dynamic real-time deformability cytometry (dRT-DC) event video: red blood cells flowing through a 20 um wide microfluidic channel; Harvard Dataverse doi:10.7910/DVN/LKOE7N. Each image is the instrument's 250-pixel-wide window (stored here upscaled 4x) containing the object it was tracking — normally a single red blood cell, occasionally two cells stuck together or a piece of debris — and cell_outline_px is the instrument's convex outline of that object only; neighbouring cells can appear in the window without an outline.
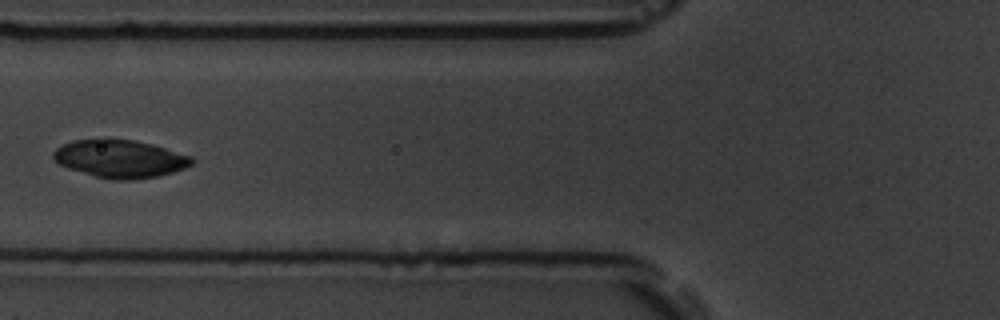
{"species": "common noctule bat (a hibernating species)", "species_latin": "Nyctalus noctula", "temperature_condition": "room temperature", "stored_images_in_passage": 7, "camera_frame_rate_fps": 3000, "um_per_image_px": 0.085, "animal": {"sex": "male", "body_mass_g": 19.5, "forearm_length_mm": 54.6}, "frame": {"image": 1, "passage_image": 5, "time_ms": 4.667, "image_size_px": [1000, 320], "cell_outline_px": [[196, 160], [192, 164], [184, 168], [172, 172], [156, 176], [132, 180], [112, 180], [96, 176], [68, 168], [60, 164], [52, 156], [52, 152], [56, 148], [72, 140], [100, 136], [104, 136], [132, 140], [152, 144], [192, 156]], "centroid_in_image_um": [10.18, 13.45], "position_along_channel_um": 115.6, "area_um2": 31.04}}
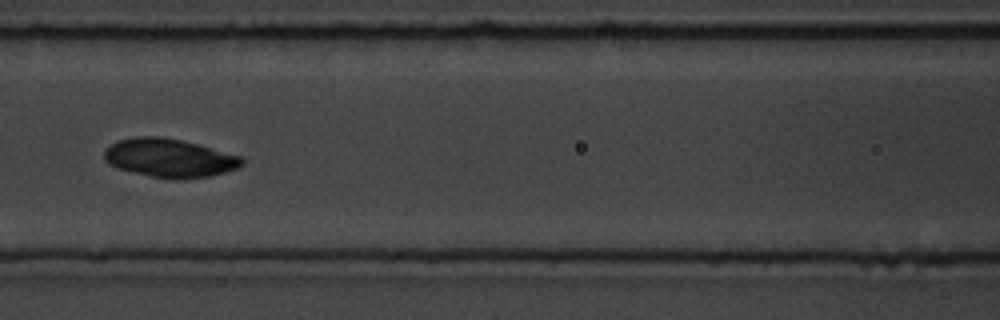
{"frame": {"image": 2, "passage_image": 6, "time_ms": 5.667, "image_size_px": [1000, 320], "cell_outline_px": [[244, 164], [240, 168], [212, 176], [152, 176], [116, 168], [108, 164], [104, 160], [104, 152], [116, 140], [136, 136], [160, 136], [180, 140], [196, 144], [240, 156], [244, 160]], "centroid_in_image_um": [14.38, 13.39], "position_along_channel_um": 152.2, "area_um2": 30.11}}